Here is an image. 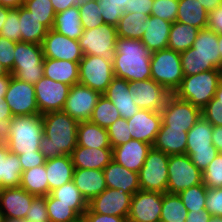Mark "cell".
<instances>
[{"label":"cell","instance_id":"obj_1","mask_svg":"<svg viewBox=\"0 0 222 222\" xmlns=\"http://www.w3.org/2000/svg\"><path fill=\"white\" fill-rule=\"evenodd\" d=\"M44 135L40 141V152L47 159L71 155L77 146L79 122L65 111L59 110L42 115Z\"/></svg>","mask_w":222,"mask_h":222},{"label":"cell","instance_id":"obj_2","mask_svg":"<svg viewBox=\"0 0 222 222\" xmlns=\"http://www.w3.org/2000/svg\"><path fill=\"white\" fill-rule=\"evenodd\" d=\"M151 52L138 39L118 37L113 62L114 77L128 82L151 79Z\"/></svg>","mask_w":222,"mask_h":222},{"label":"cell","instance_id":"obj_3","mask_svg":"<svg viewBox=\"0 0 222 222\" xmlns=\"http://www.w3.org/2000/svg\"><path fill=\"white\" fill-rule=\"evenodd\" d=\"M44 135L42 114L13 116L10 125L8 150L16 155L40 151Z\"/></svg>","mask_w":222,"mask_h":222},{"label":"cell","instance_id":"obj_4","mask_svg":"<svg viewBox=\"0 0 222 222\" xmlns=\"http://www.w3.org/2000/svg\"><path fill=\"white\" fill-rule=\"evenodd\" d=\"M220 83L219 70L203 71L195 75L184 76L175 95L190 102L201 110L214 98Z\"/></svg>","mask_w":222,"mask_h":222},{"label":"cell","instance_id":"obj_5","mask_svg":"<svg viewBox=\"0 0 222 222\" xmlns=\"http://www.w3.org/2000/svg\"><path fill=\"white\" fill-rule=\"evenodd\" d=\"M213 125L203 116L187 132L186 154L203 172L219 151L212 142Z\"/></svg>","mask_w":222,"mask_h":222},{"label":"cell","instance_id":"obj_6","mask_svg":"<svg viewBox=\"0 0 222 222\" xmlns=\"http://www.w3.org/2000/svg\"><path fill=\"white\" fill-rule=\"evenodd\" d=\"M151 79L174 94L180 87L184 74L180 53L165 48L151 53Z\"/></svg>","mask_w":222,"mask_h":222},{"label":"cell","instance_id":"obj_7","mask_svg":"<svg viewBox=\"0 0 222 222\" xmlns=\"http://www.w3.org/2000/svg\"><path fill=\"white\" fill-rule=\"evenodd\" d=\"M42 45L16 42L11 75L29 84H36L44 76Z\"/></svg>","mask_w":222,"mask_h":222},{"label":"cell","instance_id":"obj_8","mask_svg":"<svg viewBox=\"0 0 222 222\" xmlns=\"http://www.w3.org/2000/svg\"><path fill=\"white\" fill-rule=\"evenodd\" d=\"M117 38L116 26L104 23L97 28L83 30L78 41L84 55L100 56L113 63Z\"/></svg>","mask_w":222,"mask_h":222},{"label":"cell","instance_id":"obj_9","mask_svg":"<svg viewBox=\"0 0 222 222\" xmlns=\"http://www.w3.org/2000/svg\"><path fill=\"white\" fill-rule=\"evenodd\" d=\"M169 155L153 147L139 171L140 190L167 192Z\"/></svg>","mask_w":222,"mask_h":222},{"label":"cell","instance_id":"obj_10","mask_svg":"<svg viewBox=\"0 0 222 222\" xmlns=\"http://www.w3.org/2000/svg\"><path fill=\"white\" fill-rule=\"evenodd\" d=\"M202 182V172L186 153L169 156L167 193L179 194Z\"/></svg>","mask_w":222,"mask_h":222},{"label":"cell","instance_id":"obj_11","mask_svg":"<svg viewBox=\"0 0 222 222\" xmlns=\"http://www.w3.org/2000/svg\"><path fill=\"white\" fill-rule=\"evenodd\" d=\"M114 78L113 63L103 57L84 55L79 62V84L87 86L101 95Z\"/></svg>","mask_w":222,"mask_h":222},{"label":"cell","instance_id":"obj_12","mask_svg":"<svg viewBox=\"0 0 222 222\" xmlns=\"http://www.w3.org/2000/svg\"><path fill=\"white\" fill-rule=\"evenodd\" d=\"M162 123L188 132L202 116V110L190 102L170 94L161 110Z\"/></svg>","mask_w":222,"mask_h":222},{"label":"cell","instance_id":"obj_13","mask_svg":"<svg viewBox=\"0 0 222 222\" xmlns=\"http://www.w3.org/2000/svg\"><path fill=\"white\" fill-rule=\"evenodd\" d=\"M13 116L40 114L36 102L34 85L11 77L4 96Z\"/></svg>","mask_w":222,"mask_h":222},{"label":"cell","instance_id":"obj_14","mask_svg":"<svg viewBox=\"0 0 222 222\" xmlns=\"http://www.w3.org/2000/svg\"><path fill=\"white\" fill-rule=\"evenodd\" d=\"M70 87L68 84L54 81L45 76L34 84L40 114L62 110Z\"/></svg>","mask_w":222,"mask_h":222},{"label":"cell","instance_id":"obj_15","mask_svg":"<svg viewBox=\"0 0 222 222\" xmlns=\"http://www.w3.org/2000/svg\"><path fill=\"white\" fill-rule=\"evenodd\" d=\"M163 193L137 191L131 200L127 222H160Z\"/></svg>","mask_w":222,"mask_h":222},{"label":"cell","instance_id":"obj_16","mask_svg":"<svg viewBox=\"0 0 222 222\" xmlns=\"http://www.w3.org/2000/svg\"><path fill=\"white\" fill-rule=\"evenodd\" d=\"M100 96L87 86L75 84L70 87L62 110L78 122L89 121Z\"/></svg>","mask_w":222,"mask_h":222},{"label":"cell","instance_id":"obj_17","mask_svg":"<svg viewBox=\"0 0 222 222\" xmlns=\"http://www.w3.org/2000/svg\"><path fill=\"white\" fill-rule=\"evenodd\" d=\"M134 103L144 110L161 112L166 99L171 94L153 79L129 82Z\"/></svg>","mask_w":222,"mask_h":222},{"label":"cell","instance_id":"obj_18","mask_svg":"<svg viewBox=\"0 0 222 222\" xmlns=\"http://www.w3.org/2000/svg\"><path fill=\"white\" fill-rule=\"evenodd\" d=\"M132 196L122 189L106 188L88 203V208L94 213L127 219Z\"/></svg>","mask_w":222,"mask_h":222},{"label":"cell","instance_id":"obj_19","mask_svg":"<svg viewBox=\"0 0 222 222\" xmlns=\"http://www.w3.org/2000/svg\"><path fill=\"white\" fill-rule=\"evenodd\" d=\"M44 58L80 62L84 54L79 41L50 29L42 42Z\"/></svg>","mask_w":222,"mask_h":222},{"label":"cell","instance_id":"obj_20","mask_svg":"<svg viewBox=\"0 0 222 222\" xmlns=\"http://www.w3.org/2000/svg\"><path fill=\"white\" fill-rule=\"evenodd\" d=\"M162 123L161 112L140 109L127 119L132 139L153 145Z\"/></svg>","mask_w":222,"mask_h":222},{"label":"cell","instance_id":"obj_21","mask_svg":"<svg viewBox=\"0 0 222 222\" xmlns=\"http://www.w3.org/2000/svg\"><path fill=\"white\" fill-rule=\"evenodd\" d=\"M35 197L21 187L0 189V209L5 219H25Z\"/></svg>","mask_w":222,"mask_h":222},{"label":"cell","instance_id":"obj_22","mask_svg":"<svg viewBox=\"0 0 222 222\" xmlns=\"http://www.w3.org/2000/svg\"><path fill=\"white\" fill-rule=\"evenodd\" d=\"M152 145L131 139L123 145L112 148V160L128 170L139 173Z\"/></svg>","mask_w":222,"mask_h":222},{"label":"cell","instance_id":"obj_23","mask_svg":"<svg viewBox=\"0 0 222 222\" xmlns=\"http://www.w3.org/2000/svg\"><path fill=\"white\" fill-rule=\"evenodd\" d=\"M103 95L115 105L122 118L129 119L140 110L132 99L129 82L125 79L114 77Z\"/></svg>","mask_w":222,"mask_h":222},{"label":"cell","instance_id":"obj_24","mask_svg":"<svg viewBox=\"0 0 222 222\" xmlns=\"http://www.w3.org/2000/svg\"><path fill=\"white\" fill-rule=\"evenodd\" d=\"M107 188L122 189L125 193L140 191L139 173L128 170L112 160L104 169Z\"/></svg>","mask_w":222,"mask_h":222},{"label":"cell","instance_id":"obj_25","mask_svg":"<svg viewBox=\"0 0 222 222\" xmlns=\"http://www.w3.org/2000/svg\"><path fill=\"white\" fill-rule=\"evenodd\" d=\"M70 156L74 169L103 170L112 161V148L76 146Z\"/></svg>","mask_w":222,"mask_h":222},{"label":"cell","instance_id":"obj_26","mask_svg":"<svg viewBox=\"0 0 222 222\" xmlns=\"http://www.w3.org/2000/svg\"><path fill=\"white\" fill-rule=\"evenodd\" d=\"M73 181L87 203L107 188L103 170L74 169Z\"/></svg>","mask_w":222,"mask_h":222},{"label":"cell","instance_id":"obj_27","mask_svg":"<svg viewBox=\"0 0 222 222\" xmlns=\"http://www.w3.org/2000/svg\"><path fill=\"white\" fill-rule=\"evenodd\" d=\"M172 23L150 15L145 22L142 43L151 53L168 48V39Z\"/></svg>","mask_w":222,"mask_h":222},{"label":"cell","instance_id":"obj_28","mask_svg":"<svg viewBox=\"0 0 222 222\" xmlns=\"http://www.w3.org/2000/svg\"><path fill=\"white\" fill-rule=\"evenodd\" d=\"M153 148L167 155L185 154L187 147V132L183 129L171 128L161 123Z\"/></svg>","mask_w":222,"mask_h":222},{"label":"cell","instance_id":"obj_29","mask_svg":"<svg viewBox=\"0 0 222 222\" xmlns=\"http://www.w3.org/2000/svg\"><path fill=\"white\" fill-rule=\"evenodd\" d=\"M44 76L69 86L79 83V62L44 58Z\"/></svg>","mask_w":222,"mask_h":222},{"label":"cell","instance_id":"obj_30","mask_svg":"<svg viewBox=\"0 0 222 222\" xmlns=\"http://www.w3.org/2000/svg\"><path fill=\"white\" fill-rule=\"evenodd\" d=\"M22 167L18 155L0 143V189L20 187Z\"/></svg>","mask_w":222,"mask_h":222},{"label":"cell","instance_id":"obj_31","mask_svg":"<svg viewBox=\"0 0 222 222\" xmlns=\"http://www.w3.org/2000/svg\"><path fill=\"white\" fill-rule=\"evenodd\" d=\"M49 194L55 188L73 180L74 165L71 156L63 155L45 161Z\"/></svg>","mask_w":222,"mask_h":222},{"label":"cell","instance_id":"obj_32","mask_svg":"<svg viewBox=\"0 0 222 222\" xmlns=\"http://www.w3.org/2000/svg\"><path fill=\"white\" fill-rule=\"evenodd\" d=\"M77 146L87 148H112L107 129L91 121L79 122L77 128Z\"/></svg>","mask_w":222,"mask_h":222},{"label":"cell","instance_id":"obj_33","mask_svg":"<svg viewBox=\"0 0 222 222\" xmlns=\"http://www.w3.org/2000/svg\"><path fill=\"white\" fill-rule=\"evenodd\" d=\"M218 37L219 34L209 28L201 29L192 46L195 49V53L210 61L217 69L222 64Z\"/></svg>","mask_w":222,"mask_h":222},{"label":"cell","instance_id":"obj_34","mask_svg":"<svg viewBox=\"0 0 222 222\" xmlns=\"http://www.w3.org/2000/svg\"><path fill=\"white\" fill-rule=\"evenodd\" d=\"M52 29L68 38L78 40L84 30L78 5L56 13Z\"/></svg>","mask_w":222,"mask_h":222},{"label":"cell","instance_id":"obj_35","mask_svg":"<svg viewBox=\"0 0 222 222\" xmlns=\"http://www.w3.org/2000/svg\"><path fill=\"white\" fill-rule=\"evenodd\" d=\"M21 42L41 45L49 29L24 6L19 7Z\"/></svg>","mask_w":222,"mask_h":222},{"label":"cell","instance_id":"obj_36","mask_svg":"<svg viewBox=\"0 0 222 222\" xmlns=\"http://www.w3.org/2000/svg\"><path fill=\"white\" fill-rule=\"evenodd\" d=\"M176 21L201 30L207 28L208 12L197 0H179Z\"/></svg>","mask_w":222,"mask_h":222},{"label":"cell","instance_id":"obj_37","mask_svg":"<svg viewBox=\"0 0 222 222\" xmlns=\"http://www.w3.org/2000/svg\"><path fill=\"white\" fill-rule=\"evenodd\" d=\"M45 164L22 172L20 187L38 197L49 195Z\"/></svg>","mask_w":222,"mask_h":222},{"label":"cell","instance_id":"obj_38","mask_svg":"<svg viewBox=\"0 0 222 222\" xmlns=\"http://www.w3.org/2000/svg\"><path fill=\"white\" fill-rule=\"evenodd\" d=\"M199 29L194 26L173 22L168 39V48L176 52H184L193 46Z\"/></svg>","mask_w":222,"mask_h":222},{"label":"cell","instance_id":"obj_39","mask_svg":"<svg viewBox=\"0 0 222 222\" xmlns=\"http://www.w3.org/2000/svg\"><path fill=\"white\" fill-rule=\"evenodd\" d=\"M57 203L72 204V210L81 218L88 209V203L75 186L74 181L55 188L50 193Z\"/></svg>","mask_w":222,"mask_h":222},{"label":"cell","instance_id":"obj_40","mask_svg":"<svg viewBox=\"0 0 222 222\" xmlns=\"http://www.w3.org/2000/svg\"><path fill=\"white\" fill-rule=\"evenodd\" d=\"M148 17V15L140 13H123L116 26L117 36L141 40Z\"/></svg>","mask_w":222,"mask_h":222},{"label":"cell","instance_id":"obj_41","mask_svg":"<svg viewBox=\"0 0 222 222\" xmlns=\"http://www.w3.org/2000/svg\"><path fill=\"white\" fill-rule=\"evenodd\" d=\"M188 210L178 194L163 193L160 222H185Z\"/></svg>","mask_w":222,"mask_h":222},{"label":"cell","instance_id":"obj_42","mask_svg":"<svg viewBox=\"0 0 222 222\" xmlns=\"http://www.w3.org/2000/svg\"><path fill=\"white\" fill-rule=\"evenodd\" d=\"M119 118L121 116L115 105L102 94L97 101L89 121L100 127L107 128Z\"/></svg>","mask_w":222,"mask_h":222},{"label":"cell","instance_id":"obj_43","mask_svg":"<svg viewBox=\"0 0 222 222\" xmlns=\"http://www.w3.org/2000/svg\"><path fill=\"white\" fill-rule=\"evenodd\" d=\"M184 76L195 75L208 70H218L210 61L195 53L193 47L180 53Z\"/></svg>","mask_w":222,"mask_h":222},{"label":"cell","instance_id":"obj_44","mask_svg":"<svg viewBox=\"0 0 222 222\" xmlns=\"http://www.w3.org/2000/svg\"><path fill=\"white\" fill-rule=\"evenodd\" d=\"M46 207L50 222H80L81 218L72 210V204L57 203L51 194L46 196Z\"/></svg>","mask_w":222,"mask_h":222},{"label":"cell","instance_id":"obj_45","mask_svg":"<svg viewBox=\"0 0 222 222\" xmlns=\"http://www.w3.org/2000/svg\"><path fill=\"white\" fill-rule=\"evenodd\" d=\"M23 6L32 13L40 23L52 29L56 12L51 0H24Z\"/></svg>","mask_w":222,"mask_h":222},{"label":"cell","instance_id":"obj_46","mask_svg":"<svg viewBox=\"0 0 222 222\" xmlns=\"http://www.w3.org/2000/svg\"><path fill=\"white\" fill-rule=\"evenodd\" d=\"M78 9L84 30L97 28L104 24L97 0H81Z\"/></svg>","mask_w":222,"mask_h":222},{"label":"cell","instance_id":"obj_47","mask_svg":"<svg viewBox=\"0 0 222 222\" xmlns=\"http://www.w3.org/2000/svg\"><path fill=\"white\" fill-rule=\"evenodd\" d=\"M178 195L182 199L183 205L186 207L188 212L205 210L207 187L203 184V182L183 190Z\"/></svg>","mask_w":222,"mask_h":222},{"label":"cell","instance_id":"obj_48","mask_svg":"<svg viewBox=\"0 0 222 222\" xmlns=\"http://www.w3.org/2000/svg\"><path fill=\"white\" fill-rule=\"evenodd\" d=\"M203 184L207 188L222 187V153L210 162L208 167L202 172Z\"/></svg>","mask_w":222,"mask_h":222},{"label":"cell","instance_id":"obj_49","mask_svg":"<svg viewBox=\"0 0 222 222\" xmlns=\"http://www.w3.org/2000/svg\"><path fill=\"white\" fill-rule=\"evenodd\" d=\"M110 145L112 148L123 145L132 139L129 133L127 119L119 118L107 128Z\"/></svg>","mask_w":222,"mask_h":222},{"label":"cell","instance_id":"obj_50","mask_svg":"<svg viewBox=\"0 0 222 222\" xmlns=\"http://www.w3.org/2000/svg\"><path fill=\"white\" fill-rule=\"evenodd\" d=\"M179 0H154L151 15L170 23L176 21Z\"/></svg>","mask_w":222,"mask_h":222},{"label":"cell","instance_id":"obj_51","mask_svg":"<svg viewBox=\"0 0 222 222\" xmlns=\"http://www.w3.org/2000/svg\"><path fill=\"white\" fill-rule=\"evenodd\" d=\"M19 8L11 9L8 12L7 18L2 26L0 33L6 39L21 42V31L19 23Z\"/></svg>","mask_w":222,"mask_h":222},{"label":"cell","instance_id":"obj_52","mask_svg":"<svg viewBox=\"0 0 222 222\" xmlns=\"http://www.w3.org/2000/svg\"><path fill=\"white\" fill-rule=\"evenodd\" d=\"M25 220L50 222L46 207V196H38L33 199Z\"/></svg>","mask_w":222,"mask_h":222},{"label":"cell","instance_id":"obj_53","mask_svg":"<svg viewBox=\"0 0 222 222\" xmlns=\"http://www.w3.org/2000/svg\"><path fill=\"white\" fill-rule=\"evenodd\" d=\"M105 24L117 26L119 19L123 15V11L108 0H97Z\"/></svg>","mask_w":222,"mask_h":222},{"label":"cell","instance_id":"obj_54","mask_svg":"<svg viewBox=\"0 0 222 222\" xmlns=\"http://www.w3.org/2000/svg\"><path fill=\"white\" fill-rule=\"evenodd\" d=\"M205 210L212 216L222 217V187L207 188Z\"/></svg>","mask_w":222,"mask_h":222},{"label":"cell","instance_id":"obj_55","mask_svg":"<svg viewBox=\"0 0 222 222\" xmlns=\"http://www.w3.org/2000/svg\"><path fill=\"white\" fill-rule=\"evenodd\" d=\"M202 116L213 126H222V102L215 97L202 109Z\"/></svg>","mask_w":222,"mask_h":222},{"label":"cell","instance_id":"obj_56","mask_svg":"<svg viewBox=\"0 0 222 222\" xmlns=\"http://www.w3.org/2000/svg\"><path fill=\"white\" fill-rule=\"evenodd\" d=\"M15 47V41L6 39L0 35V63L4 65L9 72L13 70Z\"/></svg>","mask_w":222,"mask_h":222},{"label":"cell","instance_id":"obj_57","mask_svg":"<svg viewBox=\"0 0 222 222\" xmlns=\"http://www.w3.org/2000/svg\"><path fill=\"white\" fill-rule=\"evenodd\" d=\"M22 172L33 167L41 166L45 164L46 158L40 151H36L35 153H22L18 155Z\"/></svg>","mask_w":222,"mask_h":222},{"label":"cell","instance_id":"obj_58","mask_svg":"<svg viewBox=\"0 0 222 222\" xmlns=\"http://www.w3.org/2000/svg\"><path fill=\"white\" fill-rule=\"evenodd\" d=\"M81 222H127V219L120 216H109L94 213L88 208L82 215Z\"/></svg>","mask_w":222,"mask_h":222},{"label":"cell","instance_id":"obj_59","mask_svg":"<svg viewBox=\"0 0 222 222\" xmlns=\"http://www.w3.org/2000/svg\"><path fill=\"white\" fill-rule=\"evenodd\" d=\"M154 0H131L129 3V9H126L124 13H140L151 15Z\"/></svg>","mask_w":222,"mask_h":222},{"label":"cell","instance_id":"obj_60","mask_svg":"<svg viewBox=\"0 0 222 222\" xmlns=\"http://www.w3.org/2000/svg\"><path fill=\"white\" fill-rule=\"evenodd\" d=\"M207 28L217 34H222V5L208 13Z\"/></svg>","mask_w":222,"mask_h":222},{"label":"cell","instance_id":"obj_61","mask_svg":"<svg viewBox=\"0 0 222 222\" xmlns=\"http://www.w3.org/2000/svg\"><path fill=\"white\" fill-rule=\"evenodd\" d=\"M212 215L206 210L190 211L185 222H209Z\"/></svg>","mask_w":222,"mask_h":222},{"label":"cell","instance_id":"obj_62","mask_svg":"<svg viewBox=\"0 0 222 222\" xmlns=\"http://www.w3.org/2000/svg\"><path fill=\"white\" fill-rule=\"evenodd\" d=\"M12 118L0 120V143L7 145L9 142L10 125Z\"/></svg>","mask_w":222,"mask_h":222},{"label":"cell","instance_id":"obj_63","mask_svg":"<svg viewBox=\"0 0 222 222\" xmlns=\"http://www.w3.org/2000/svg\"><path fill=\"white\" fill-rule=\"evenodd\" d=\"M80 2L81 0H51L56 13L63 12L70 7L78 5Z\"/></svg>","mask_w":222,"mask_h":222},{"label":"cell","instance_id":"obj_64","mask_svg":"<svg viewBox=\"0 0 222 222\" xmlns=\"http://www.w3.org/2000/svg\"><path fill=\"white\" fill-rule=\"evenodd\" d=\"M212 142L216 149L222 153V126H213Z\"/></svg>","mask_w":222,"mask_h":222},{"label":"cell","instance_id":"obj_65","mask_svg":"<svg viewBox=\"0 0 222 222\" xmlns=\"http://www.w3.org/2000/svg\"><path fill=\"white\" fill-rule=\"evenodd\" d=\"M8 118H13V115L4 97H0V120Z\"/></svg>","mask_w":222,"mask_h":222},{"label":"cell","instance_id":"obj_66","mask_svg":"<svg viewBox=\"0 0 222 222\" xmlns=\"http://www.w3.org/2000/svg\"><path fill=\"white\" fill-rule=\"evenodd\" d=\"M201 6L209 13L222 5V0H197Z\"/></svg>","mask_w":222,"mask_h":222},{"label":"cell","instance_id":"obj_67","mask_svg":"<svg viewBox=\"0 0 222 222\" xmlns=\"http://www.w3.org/2000/svg\"><path fill=\"white\" fill-rule=\"evenodd\" d=\"M11 77L12 76H1L0 77V97L5 96V94L8 90L9 84H10Z\"/></svg>","mask_w":222,"mask_h":222},{"label":"cell","instance_id":"obj_68","mask_svg":"<svg viewBox=\"0 0 222 222\" xmlns=\"http://www.w3.org/2000/svg\"><path fill=\"white\" fill-rule=\"evenodd\" d=\"M24 0H1V5L10 9H16L23 6Z\"/></svg>","mask_w":222,"mask_h":222},{"label":"cell","instance_id":"obj_69","mask_svg":"<svg viewBox=\"0 0 222 222\" xmlns=\"http://www.w3.org/2000/svg\"><path fill=\"white\" fill-rule=\"evenodd\" d=\"M10 10H11L10 8L3 7L2 5H0V33L2 31V26L4 25L8 12Z\"/></svg>","mask_w":222,"mask_h":222},{"label":"cell","instance_id":"obj_70","mask_svg":"<svg viewBox=\"0 0 222 222\" xmlns=\"http://www.w3.org/2000/svg\"><path fill=\"white\" fill-rule=\"evenodd\" d=\"M108 1L117 5L118 8H120L124 12L126 9H129V3L131 0H108Z\"/></svg>","mask_w":222,"mask_h":222},{"label":"cell","instance_id":"obj_71","mask_svg":"<svg viewBox=\"0 0 222 222\" xmlns=\"http://www.w3.org/2000/svg\"><path fill=\"white\" fill-rule=\"evenodd\" d=\"M214 97L222 102V81H220Z\"/></svg>","mask_w":222,"mask_h":222},{"label":"cell","instance_id":"obj_72","mask_svg":"<svg viewBox=\"0 0 222 222\" xmlns=\"http://www.w3.org/2000/svg\"><path fill=\"white\" fill-rule=\"evenodd\" d=\"M1 76H12L11 73L7 70V68L0 63V77Z\"/></svg>","mask_w":222,"mask_h":222},{"label":"cell","instance_id":"obj_73","mask_svg":"<svg viewBox=\"0 0 222 222\" xmlns=\"http://www.w3.org/2000/svg\"><path fill=\"white\" fill-rule=\"evenodd\" d=\"M5 222H34V221L25 220V219H5Z\"/></svg>","mask_w":222,"mask_h":222},{"label":"cell","instance_id":"obj_74","mask_svg":"<svg viewBox=\"0 0 222 222\" xmlns=\"http://www.w3.org/2000/svg\"><path fill=\"white\" fill-rule=\"evenodd\" d=\"M218 44H219V52H220V56H221V60H222V34H219Z\"/></svg>","mask_w":222,"mask_h":222},{"label":"cell","instance_id":"obj_75","mask_svg":"<svg viewBox=\"0 0 222 222\" xmlns=\"http://www.w3.org/2000/svg\"><path fill=\"white\" fill-rule=\"evenodd\" d=\"M209 222H222L221 216H212Z\"/></svg>","mask_w":222,"mask_h":222},{"label":"cell","instance_id":"obj_76","mask_svg":"<svg viewBox=\"0 0 222 222\" xmlns=\"http://www.w3.org/2000/svg\"><path fill=\"white\" fill-rule=\"evenodd\" d=\"M0 222H5V216L3 214V212L0 209Z\"/></svg>","mask_w":222,"mask_h":222},{"label":"cell","instance_id":"obj_77","mask_svg":"<svg viewBox=\"0 0 222 222\" xmlns=\"http://www.w3.org/2000/svg\"><path fill=\"white\" fill-rule=\"evenodd\" d=\"M218 70H219V74H220V81H222V64L220 65Z\"/></svg>","mask_w":222,"mask_h":222}]
</instances>
